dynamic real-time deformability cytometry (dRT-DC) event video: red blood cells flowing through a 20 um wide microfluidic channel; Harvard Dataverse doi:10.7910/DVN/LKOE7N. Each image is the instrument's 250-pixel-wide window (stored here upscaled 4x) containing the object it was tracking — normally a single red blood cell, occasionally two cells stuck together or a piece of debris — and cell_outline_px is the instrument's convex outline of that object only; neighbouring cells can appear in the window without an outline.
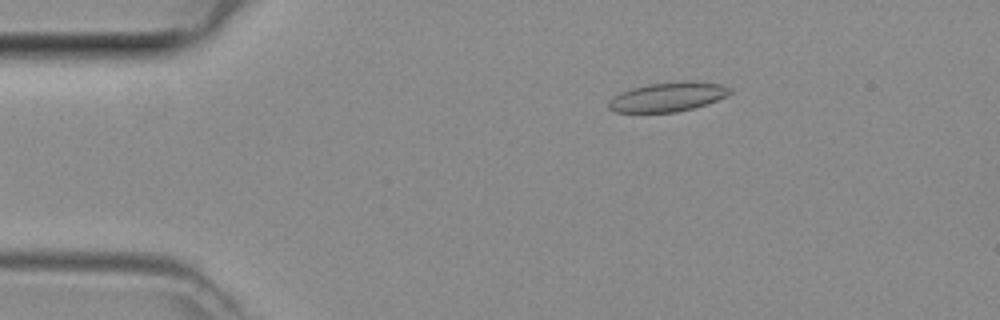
{"species": "common noctule bat (a hibernating species)", "species_latin": "Nyctalus noctula", "temperature_condition": "room temperature", "stored_images_in_passage": 47, "camera_frame_rate_fps": 3000, "um_per_image_px": 0.085, "animal": {"sex": "female", "body_mass_g": 29.2, "forearm_length_mm": 56.3}, "frame": {"image": 1, "passage_image": 8, "time_ms": 2.333, "image_size_px": [1000, 320], "cell_outline_px": [[732, 92], [728, 96], [692, 108], [676, 112], [616, 112], [608, 108], [608, 100], [612, 96], [620, 92], [632, 88], [648, 84], [680, 80], [692, 80], [720, 84], [732, 88]], "centroid_in_image_um": [56.76, 8.21], "position_along_channel_um": 28.2, "area_um2": 20.92}}
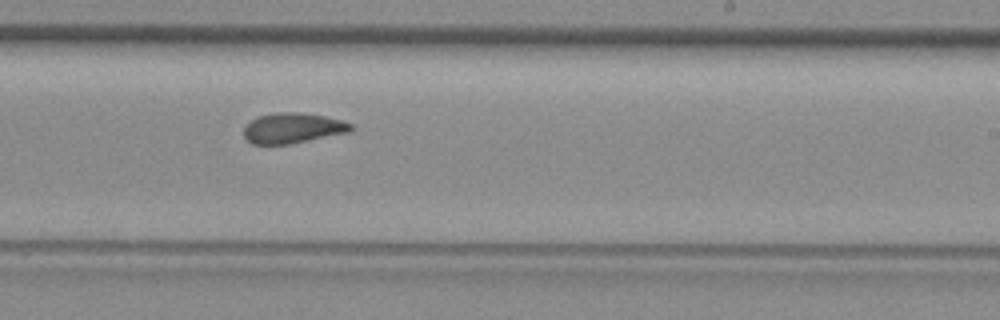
{"frame": {"image": 2, "passage_image": 28, "time_ms": 9.0, "image_size_px": [1000, 320], "cell_outline_px": [[352, 132], [288, 144], [252, 144], [244, 136], [244, 124], [256, 116], [276, 112], [300, 112], [324, 116], [340, 120], [352, 124]], "centroid_in_image_um": [24.85, 10.88], "position_along_channel_um": 264.1, "area_um2": 19.07}}
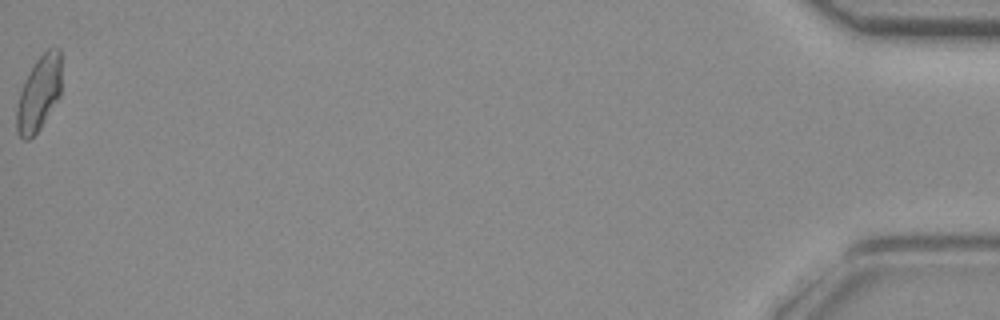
{"frame": {"image": 3, "passage_image": 47, "time_ms": 15.333, "image_size_px": [1000, 320], "cell_outline_px": [[60, 96], [40, 128], [28, 140], [24, 140], [20, 136], [16, 128], [16, 108], [20, 92], [24, 80], [36, 60], [48, 48], [60, 48]], "centroid_in_image_um": [3.29, 7.94], "position_along_channel_um": 431.9, "area_um2": 19.36}}